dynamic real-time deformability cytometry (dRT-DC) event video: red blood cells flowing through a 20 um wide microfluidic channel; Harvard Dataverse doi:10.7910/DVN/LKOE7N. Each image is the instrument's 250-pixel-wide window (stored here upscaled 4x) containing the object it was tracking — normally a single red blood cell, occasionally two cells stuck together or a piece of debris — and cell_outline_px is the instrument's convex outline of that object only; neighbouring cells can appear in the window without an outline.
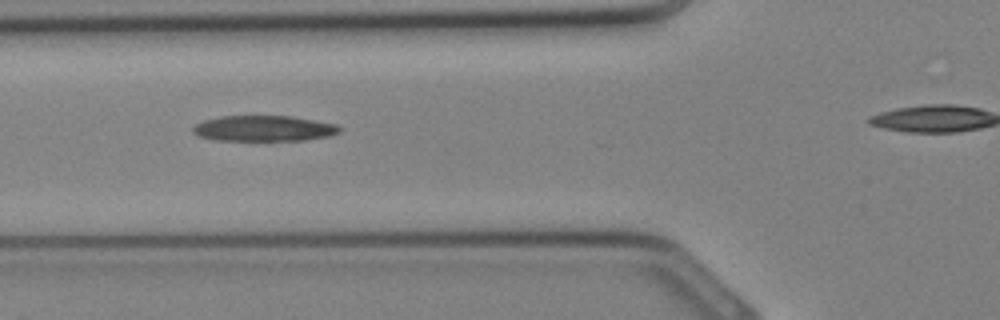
{"species": "Egyptian fruit bat (a non-hibernating species)", "species_latin": "Rousettus aegyptiacus", "temperature_condition": "cold", "stored_images_in_passage": 18, "camera_frame_rate_fps": 3000, "um_per_image_px": 0.085, "animal": {"sex": "female"}, "frame": {"image": 1, "passage_image": 3, "time_ms": 0.667, "image_size_px": [1000, 320], "cell_outline_px": [[340, 132], [328, 136], [304, 140], [216, 140], [196, 136], [192, 132], [192, 128], [196, 124], [204, 120], [220, 116], [292, 116], [336, 124], [340, 128]], "centroid_in_image_um": [22.39, 10.91], "position_along_channel_um": 103.4, "area_um2": 21.91}}
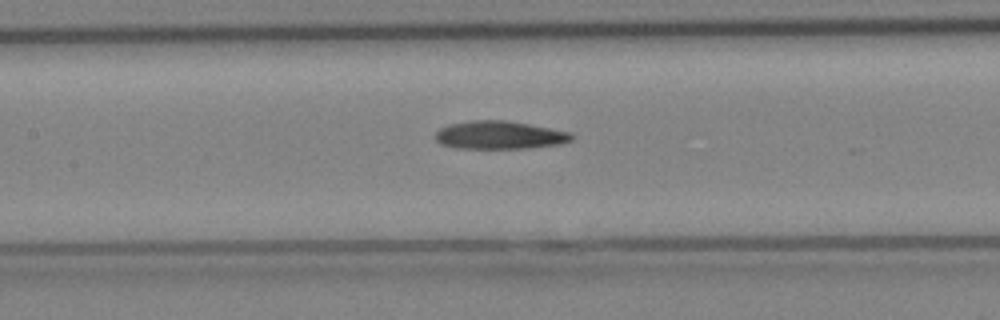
{"frame": {"image": 2, "passage_image": 6, "time_ms": 1.667, "image_size_px": [1000, 320], "cell_outline_px": [[576, 136], [572, 140], [564, 144], [528, 148], [456, 148], [440, 144], [436, 140], [436, 132], [440, 128], [448, 124], [472, 120], [508, 120], [572, 132]], "centroid_in_image_um": [42.51, 11.48], "position_along_channel_um": 164.9, "area_um2": 22.6}}
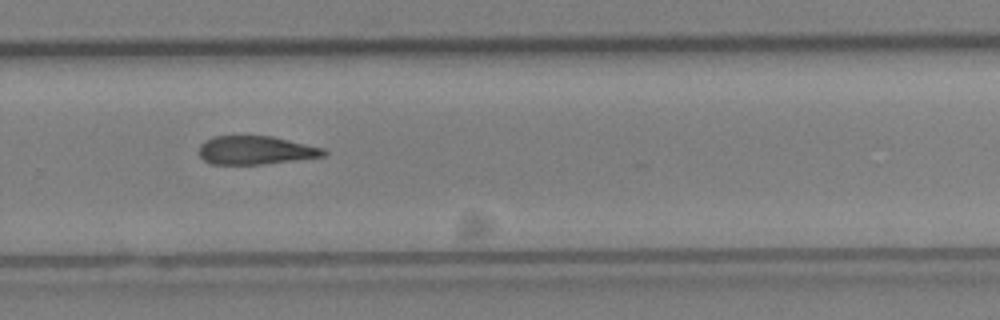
{"frame": {"image": 3, "passage_image": 13, "time_ms": 4.0, "image_size_px": [1000, 320], "cell_outline_px": [[328, 152], [324, 156], [260, 164], [212, 164], [204, 160], [200, 156], [200, 144], [204, 140], [212, 136], [272, 136], [324, 148]], "centroid_in_image_um": [21.71, 12.76], "position_along_channel_um": 308.1, "area_um2": 20.52}}